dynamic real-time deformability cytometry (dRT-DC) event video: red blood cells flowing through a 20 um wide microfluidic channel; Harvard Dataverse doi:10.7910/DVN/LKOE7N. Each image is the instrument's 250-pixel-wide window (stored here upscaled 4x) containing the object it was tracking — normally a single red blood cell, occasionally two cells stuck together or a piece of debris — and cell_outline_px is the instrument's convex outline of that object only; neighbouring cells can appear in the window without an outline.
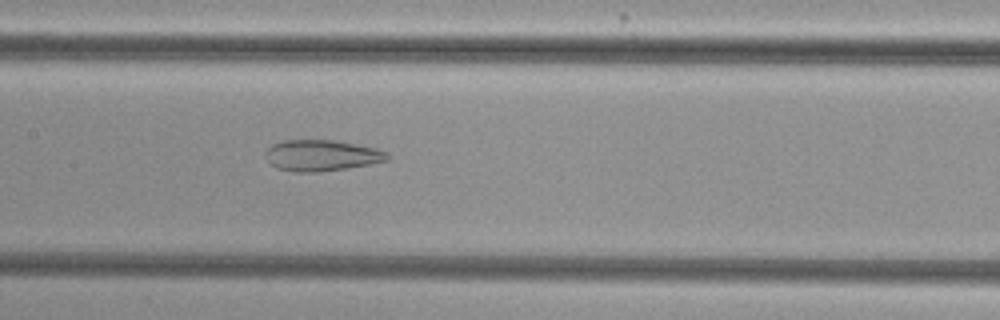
{"species": "common noctule bat (a hibernating species)", "species_latin": "Nyctalus noctula", "temperature_condition": "cold", "stored_images_in_passage": 55, "camera_frame_rate_fps": 3000, "um_per_image_px": 0.085, "animal": {"sex": "female", "body_mass_g": 29.2, "forearm_length_mm": 56.3}, "frame": {"image": 1, "passage_image": 28, "time_ms": 9.0, "image_size_px": [1000, 320], "cell_outline_px": [[388, 160], [348, 168], [316, 172], [292, 172], [276, 168], [268, 160], [268, 148], [272, 144], [284, 140], [332, 140], [376, 148], [384, 152], [388, 156]], "centroid_in_image_um": [27.31, 13.22], "position_along_channel_um": 180.1, "area_um2": 21.68}}
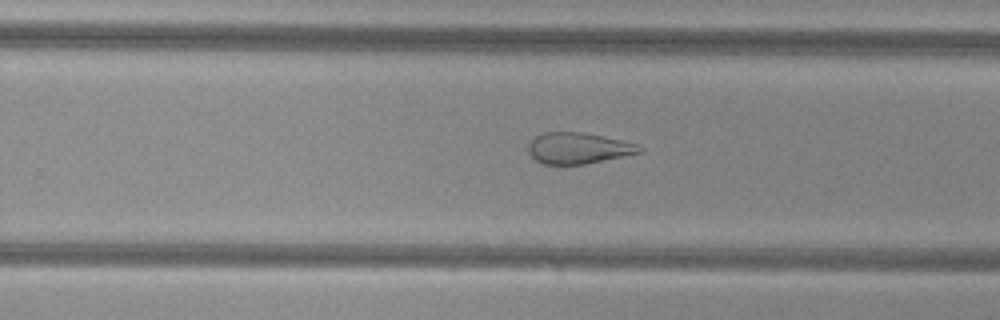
{"frame": {"image": 2, "passage_image": 36, "time_ms": 11.667, "image_size_px": [1000, 320], "cell_outline_px": [[644, 152], [584, 164], [544, 164], [536, 160], [528, 152], [528, 144], [536, 136], [544, 132], [584, 132], [620, 140], [636, 144], [644, 148]], "centroid_in_image_um": [49.16, 12.59], "position_along_channel_um": 280.6, "area_um2": 20.06}}
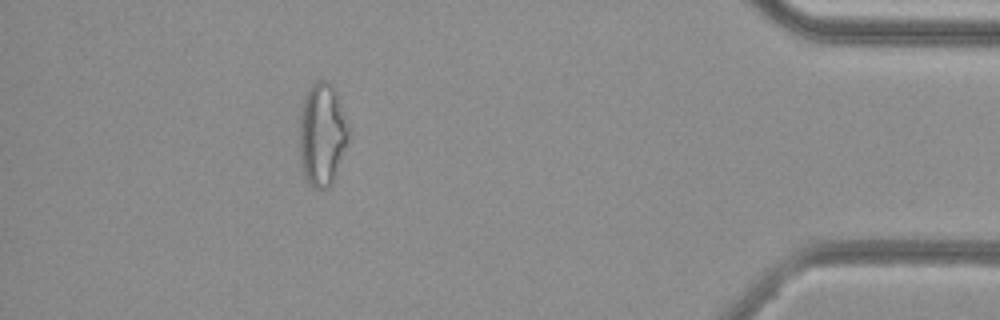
{"frame": {"image": 3, "passage_image": 50, "time_ms": 16.333, "image_size_px": [1000, 320], "cell_outline_px": [[348, 144], [332, 184], [328, 188], [316, 188], [308, 180], [304, 172], [300, 160], [300, 116], [304, 96], [308, 88], [312, 84], [320, 80], [328, 80], [332, 84], [336, 92], [348, 128]], "centroid_in_image_um": [27.38, 11.41], "position_along_channel_um": 407.8, "area_um2": 29.13}, "authors_computed_cell_mechanics": {"area_um2": 29.1312, "velocity_mm_per_s": 3.7813, "shape_relaxation_time_tau1_ms": null, "shape_relaxation_time_tau2_ms": 2.3189, "deformation_change_tau1": null, "deformation_change_tau2": 0.1192}}